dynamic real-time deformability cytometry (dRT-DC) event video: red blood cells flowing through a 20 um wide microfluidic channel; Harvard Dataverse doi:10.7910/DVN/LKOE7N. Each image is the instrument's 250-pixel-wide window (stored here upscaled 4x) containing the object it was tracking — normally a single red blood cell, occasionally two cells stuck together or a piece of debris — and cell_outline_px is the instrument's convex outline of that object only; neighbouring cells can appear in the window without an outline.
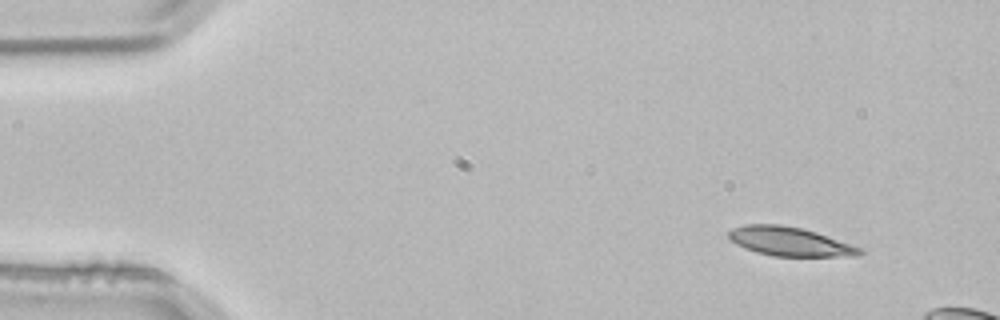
{"species": "common noctule bat (a hibernating species)", "species_latin": "Nyctalus noctula", "temperature_condition": "room temperature", "stored_images_in_passage": 3, "camera_frame_rate_fps": 3000, "um_per_image_px": 0.085, "animal": {"sex": "male", "body_mass_g": 21.5, "forearm_length_mm": 52.0}, "frame": {"image": 1, "passage_image": 1, "time_ms": 0.0, "image_size_px": [1000, 320], "cell_outline_px": [[864, 252], [856, 256], [772, 256], [756, 252], [744, 248], [736, 244], [728, 236], [728, 232], [732, 228], [744, 224], [780, 224], [800, 228], [816, 232], [860, 248]], "centroid_in_image_um": [67.07, 20.52], "position_along_channel_um": 17.9, "area_um2": 21.91}}